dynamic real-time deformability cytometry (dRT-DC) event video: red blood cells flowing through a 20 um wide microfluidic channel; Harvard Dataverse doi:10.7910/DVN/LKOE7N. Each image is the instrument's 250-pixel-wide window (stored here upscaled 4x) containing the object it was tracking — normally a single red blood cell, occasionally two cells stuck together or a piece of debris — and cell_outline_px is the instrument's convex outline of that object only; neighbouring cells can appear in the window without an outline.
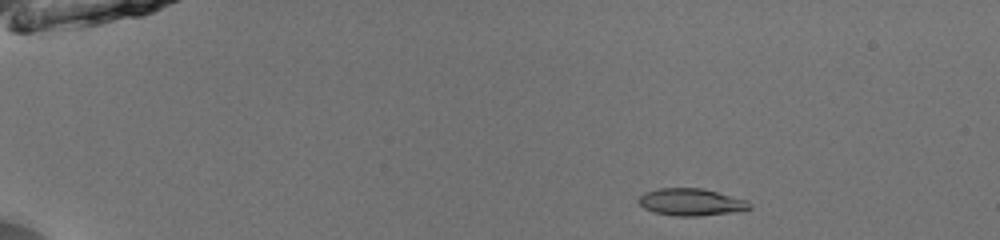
{"species": "common noctule bat (a hibernating species)", "species_latin": "Nyctalus noctula", "temperature_condition": "room temperature", "stored_images_in_passage": 44, "camera_frame_rate_fps": 3000, "um_per_image_px": 0.085, "animal": {"sex": "male", "body_mass_g": 13.0, "forearm_length_mm": 53.1}, "frame": {"image": 1, "passage_image": 1, "time_ms": 0.0, "image_size_px": [1000, 240], "cell_outline_px": [[752, 208], [732, 212], [700, 216], [676, 216], [652, 212], [644, 208], [636, 200], [644, 192], [656, 188], [704, 188], [748, 200], [752, 204]], "centroid_in_image_um": [58.73, 17.17], "position_along_channel_um": 26.3, "area_um2": 17.8}}
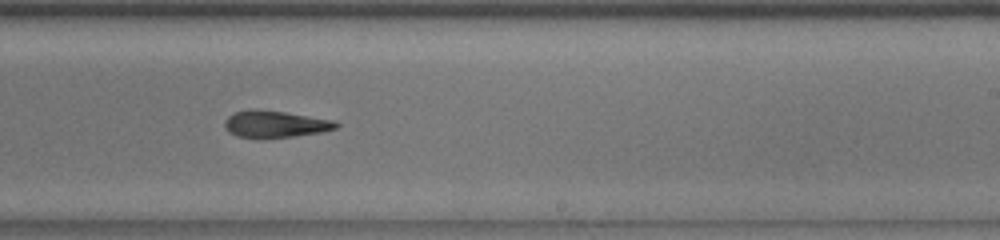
{"frame": {"image": 2, "passage_image": 26, "time_ms": 8.333, "image_size_px": [1000, 240], "cell_outline_px": [[340, 124], [336, 128], [320, 132], [264, 140], [236, 136], [228, 132], [224, 128], [224, 120], [232, 112], [248, 108], [256, 108], [284, 112], [336, 120]], "centroid_in_image_um": [23.31, 10.55], "position_along_channel_um": 265.7, "area_um2": 18.09}}
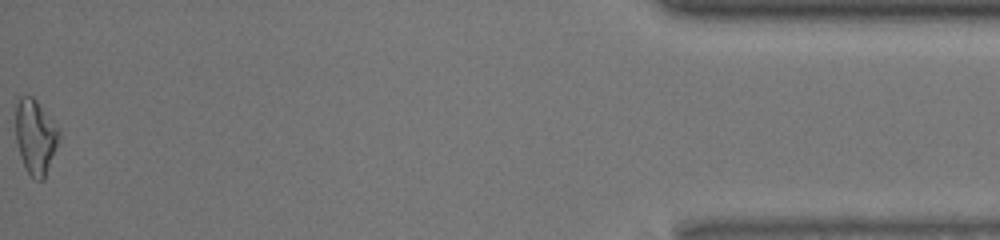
{"frame": {"image": 3, "passage_image": 44, "time_ms": 14.333, "image_size_px": [1000, 240], "cell_outline_px": [[60, 140], [44, 180], [36, 180], [28, 172], [20, 156], [16, 140], [16, 104], [20, 96], [32, 96], [36, 100], [60, 132]], "centroid_in_image_um": [3.01, 11.64], "position_along_channel_um": 432.2, "area_um2": 18.67}, "authors_computed_cell_mechanics": {"area_um2": 18.0914, "velocity_mm_per_s": 4.0316, "shape_relaxation_time_tau1_ms": null, "shape_relaxation_time_tau2_ms": 5.9193, "deformation_change_tau1": null, "deformation_change_tau2": 0.1749}}